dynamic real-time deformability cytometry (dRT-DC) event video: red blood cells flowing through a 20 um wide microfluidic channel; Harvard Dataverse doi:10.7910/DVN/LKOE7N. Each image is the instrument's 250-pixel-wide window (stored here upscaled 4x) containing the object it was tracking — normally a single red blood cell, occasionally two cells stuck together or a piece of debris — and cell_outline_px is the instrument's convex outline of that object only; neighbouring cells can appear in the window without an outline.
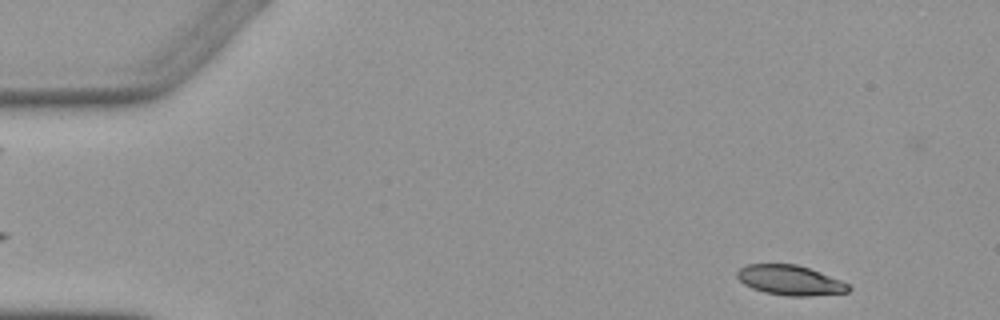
{"species": "Egyptian fruit bat (a non-hibernating species)", "species_latin": "Rousettus aegyptiacus", "temperature_condition": "warm", "stored_images_in_passage": 5, "camera_frame_rate_fps": 3000, "um_per_image_px": 0.085, "animal": {"sex": "female"}, "frame": {"image": 1, "passage_image": 2, "time_ms": 1.0, "image_size_px": [1000, 320], "cell_outline_px": [[852, 288], [848, 292], [812, 296], [788, 296], [764, 292], [752, 288], [744, 284], [736, 276], [736, 272], [740, 268], [748, 264], [796, 264], [820, 272], [840, 280], [848, 284]], "centroid_in_image_um": [67.15, 23.82], "position_along_channel_um": 17.8, "area_um2": 19.36}}
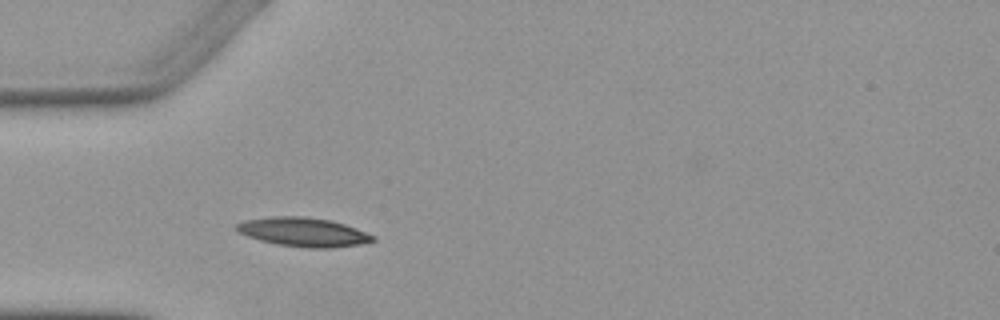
{"frame": {"image": 2, "passage_image": 5, "time_ms": 4.667, "image_size_px": [1000, 320], "cell_outline_px": [[376, 240], [360, 244], [332, 248], [308, 248], [276, 244], [260, 240], [248, 236], [240, 232], [236, 228], [236, 224], [244, 220], [272, 216], [304, 216], [332, 220], [356, 228], [376, 236]], "centroid_in_image_um": [25.81, 19.72], "position_along_channel_um": 59.2, "area_um2": 23.06}}